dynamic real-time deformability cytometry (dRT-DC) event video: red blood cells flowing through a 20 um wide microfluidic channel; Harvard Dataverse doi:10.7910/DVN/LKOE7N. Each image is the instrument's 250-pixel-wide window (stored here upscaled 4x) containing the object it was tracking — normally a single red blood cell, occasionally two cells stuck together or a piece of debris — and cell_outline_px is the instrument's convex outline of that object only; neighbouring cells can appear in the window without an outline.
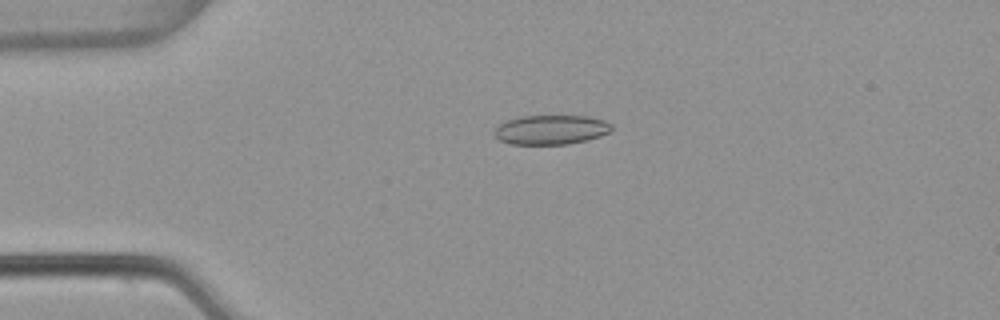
{"species": "common noctule bat (a hibernating species)", "species_latin": "Nyctalus noctula", "temperature_condition": "warm", "stored_images_in_passage": 5, "camera_frame_rate_fps": 3000, "um_per_image_px": 0.085, "animal": {"sex": "female", "body_mass_g": 22.7, "forearm_length_mm": 54.2}, "frame": {"image": 1, "passage_image": 4, "time_ms": 1.0, "image_size_px": [1000, 320], "cell_outline_px": [[612, 132], [588, 140], [568, 144], [512, 144], [500, 140], [492, 132], [500, 124], [508, 120], [520, 116], [588, 116], [604, 120], [612, 124]], "centroid_in_image_um": [46.87, 11.03], "position_along_channel_um": 38.1, "area_um2": 20.17}}